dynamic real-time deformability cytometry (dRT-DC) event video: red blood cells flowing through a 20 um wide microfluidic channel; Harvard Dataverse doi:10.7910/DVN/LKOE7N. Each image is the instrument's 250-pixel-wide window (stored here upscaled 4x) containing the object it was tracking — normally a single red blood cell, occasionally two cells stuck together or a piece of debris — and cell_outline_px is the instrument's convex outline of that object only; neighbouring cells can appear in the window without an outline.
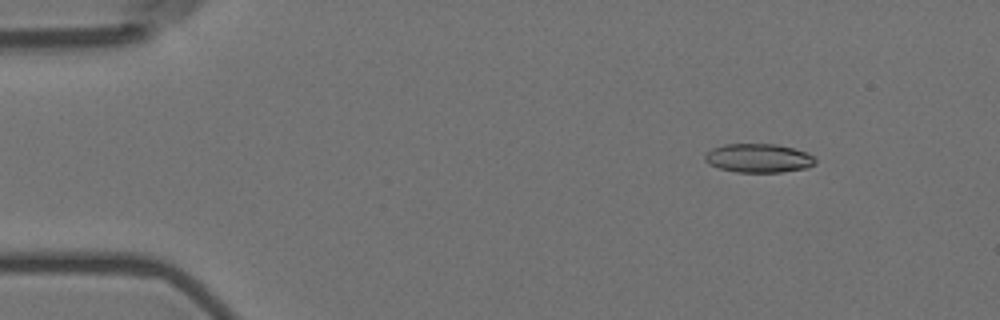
{"species": "Egyptian fruit bat (a non-hibernating species)", "species_latin": "Rousettus aegyptiacus", "temperature_condition": "room temperature", "stored_images_in_passage": 4, "camera_frame_rate_fps": 3000, "um_per_image_px": 0.085, "animal": {"sex": "female"}, "frame": {"image": 1, "passage_image": 2, "time_ms": 0.333, "image_size_px": [1000, 320], "cell_outline_px": [[816, 164], [808, 168], [780, 172], [736, 172], [720, 168], [708, 164], [704, 160], [704, 156], [712, 148], [724, 144], [776, 144], [808, 152], [816, 160]], "centroid_in_image_um": [64.49, 13.44], "position_along_channel_um": 20.5, "area_um2": 18.61}}